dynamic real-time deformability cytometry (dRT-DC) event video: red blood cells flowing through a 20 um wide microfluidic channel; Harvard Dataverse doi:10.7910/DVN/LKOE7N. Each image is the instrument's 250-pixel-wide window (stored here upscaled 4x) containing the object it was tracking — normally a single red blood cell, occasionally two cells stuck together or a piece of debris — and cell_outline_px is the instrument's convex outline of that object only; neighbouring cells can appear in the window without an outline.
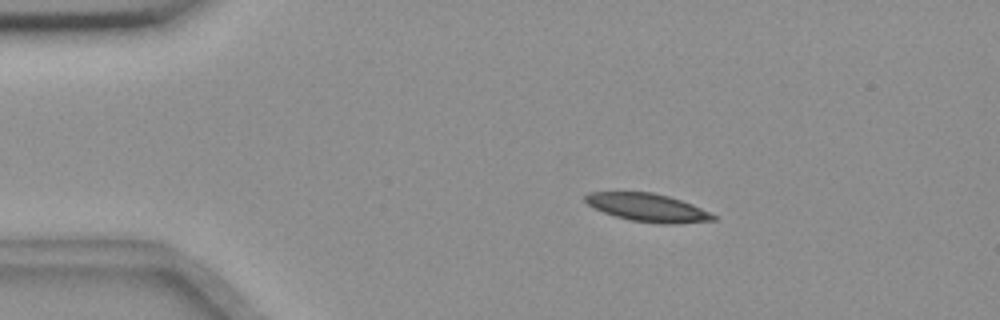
{"species": "common noctule bat (a hibernating species)", "species_latin": "Nyctalus noctula", "temperature_condition": "room temperature", "stored_images_in_passage": 5, "camera_frame_rate_fps": 3000, "um_per_image_px": 0.085, "animal": {"sex": "female", "body_mass_g": 18.4}, "frame": {"image": 1, "passage_image": 3, "time_ms": 2.333, "image_size_px": [1000, 320], "cell_outline_px": [[716, 220], [676, 224], [660, 224], [628, 220], [604, 212], [588, 204], [584, 200], [584, 196], [588, 192], [652, 192], [668, 196], [692, 204], [716, 216]], "centroid_in_image_um": [55.05, 17.65], "position_along_channel_um": 30.0, "area_um2": 20.81}}
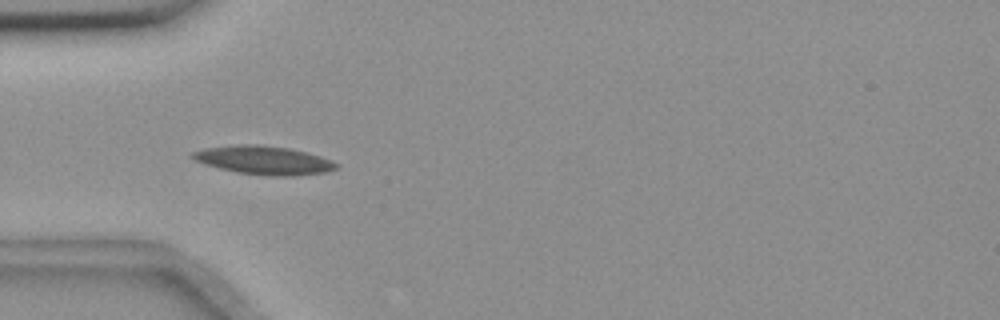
{"frame": {"image": 2, "passage_image": 5, "time_ms": 4.667, "image_size_px": [1000, 320], "cell_outline_px": [[336, 168], [324, 172], [292, 176], [264, 176], [236, 172], [204, 164], [196, 160], [192, 156], [192, 152], [208, 148], [244, 144], [256, 144], [288, 148], [320, 156], [336, 164]], "centroid_in_image_um": [22.4, 13.63], "position_along_channel_um": 62.6, "area_um2": 23.35}}